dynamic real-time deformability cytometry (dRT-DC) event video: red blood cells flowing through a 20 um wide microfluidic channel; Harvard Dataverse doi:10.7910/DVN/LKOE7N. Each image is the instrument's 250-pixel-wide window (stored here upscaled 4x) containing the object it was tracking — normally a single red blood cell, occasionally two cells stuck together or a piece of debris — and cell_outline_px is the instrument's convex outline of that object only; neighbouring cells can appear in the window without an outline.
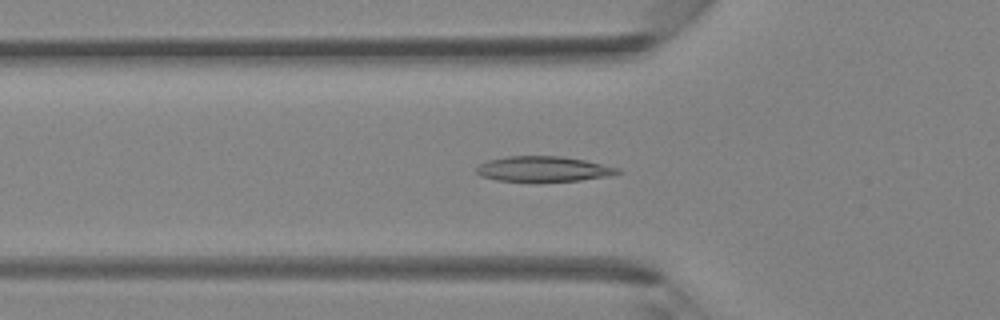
{"species": "Egyptian fruit bat (a non-hibernating species)", "species_latin": "Rousettus aegyptiacus", "temperature_condition": "room temperature", "stored_images_in_passage": 42, "camera_frame_rate_fps": 3000, "um_per_image_px": 0.085, "animal": {"sex": "female"}, "frame": {"image": 1, "passage_image": 14, "time_ms": 4.333, "image_size_px": [1000, 320], "cell_outline_px": [[624, 172], [608, 176], [580, 180], [532, 184], [496, 180], [480, 176], [476, 172], [476, 168], [480, 164], [488, 160], [508, 156], [560, 156], [584, 160], [620, 168]], "centroid_in_image_um": [46.17, 14.4], "position_along_channel_um": 79.6, "area_um2": 21.62}}
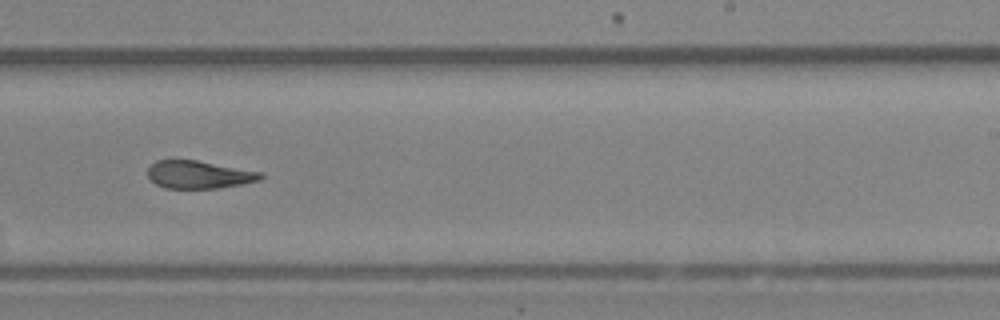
{"frame": {"image": 2, "passage_image": 26, "time_ms": 8.333, "image_size_px": [1000, 320], "cell_outline_px": [[264, 176], [260, 180], [220, 188], [164, 188], [156, 184], [148, 176], [148, 168], [156, 160], [196, 160], [264, 172]], "centroid_in_image_um": [16.93, 14.84], "position_along_channel_um": 272.1, "area_um2": 18.26}}
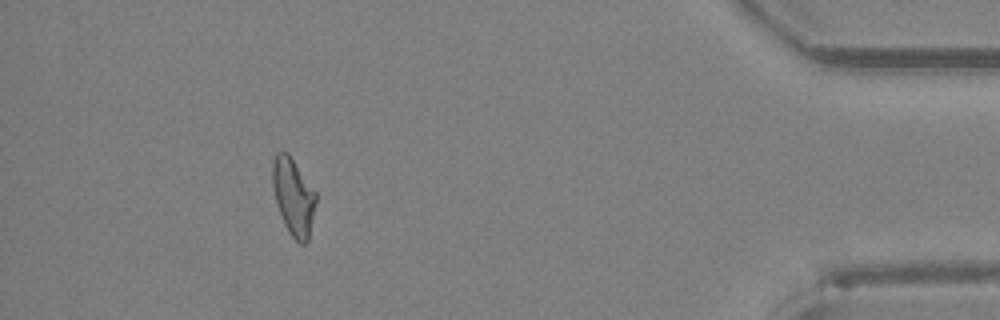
{"frame": {"image": 3, "passage_image": 38, "time_ms": 12.333, "image_size_px": [1000, 320], "cell_outline_px": [[316, 200], [308, 240], [304, 244], [300, 244], [288, 232], [284, 224], [276, 204], [272, 184], [272, 160], [276, 152], [288, 152], [316, 192]], "centroid_in_image_um": [24.92, 16.7], "position_along_channel_um": 410.3, "area_um2": 19.48}}